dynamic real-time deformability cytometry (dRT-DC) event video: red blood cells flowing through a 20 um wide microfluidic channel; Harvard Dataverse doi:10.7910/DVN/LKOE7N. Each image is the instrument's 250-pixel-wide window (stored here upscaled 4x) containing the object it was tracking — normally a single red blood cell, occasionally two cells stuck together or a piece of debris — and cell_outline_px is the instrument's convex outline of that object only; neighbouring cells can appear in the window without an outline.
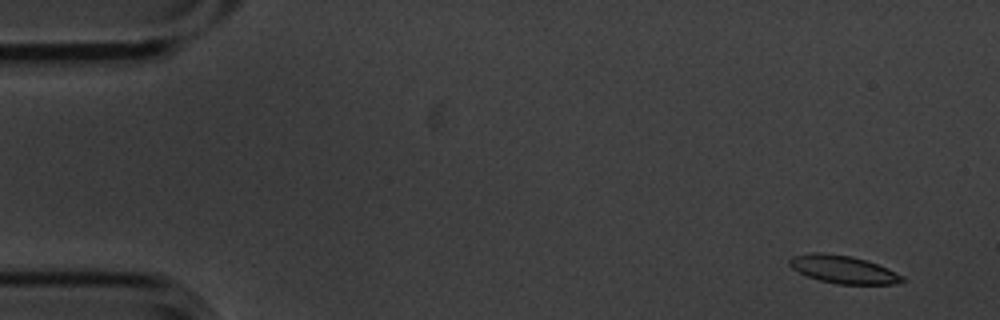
{"species": "common noctule bat (a hibernating species)", "species_latin": "Nyctalus noctula", "temperature_condition": "cold", "stored_images_in_passage": 8, "camera_frame_rate_fps": 3000, "um_per_image_px": 0.085, "animal": {"sex": "male", "body_mass_g": 20.1, "forearm_length_mm": 53.5}, "frame": {"image": 1, "passage_image": 1, "time_ms": 0.0, "image_size_px": [1000, 320], "cell_outline_px": [[904, 280], [896, 284], [836, 284], [820, 280], [808, 276], [792, 268], [788, 264], [788, 260], [792, 256], [812, 252], [820, 252], [852, 256], [888, 268], [904, 276]], "centroid_in_image_um": [71.66, 22.9], "position_along_channel_um": 13.3, "area_um2": 18.21}}
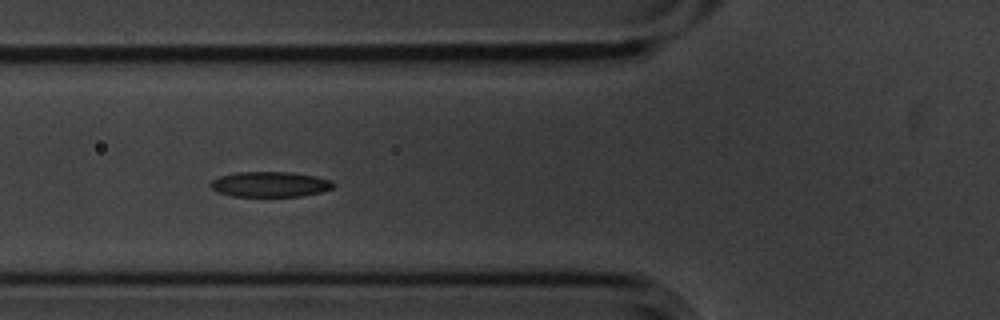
{"frame": {"image": 2, "passage_image": 6, "time_ms": 1.667, "image_size_px": [1000, 320], "cell_outline_px": [[336, 184], [332, 188], [320, 192], [300, 196], [232, 196], [216, 192], [208, 184], [212, 180], [220, 176], [236, 172], [288, 172], [316, 176], [332, 180]], "centroid_in_image_um": [22.94, 15.66], "position_along_channel_um": 102.9, "area_um2": 18.15}}
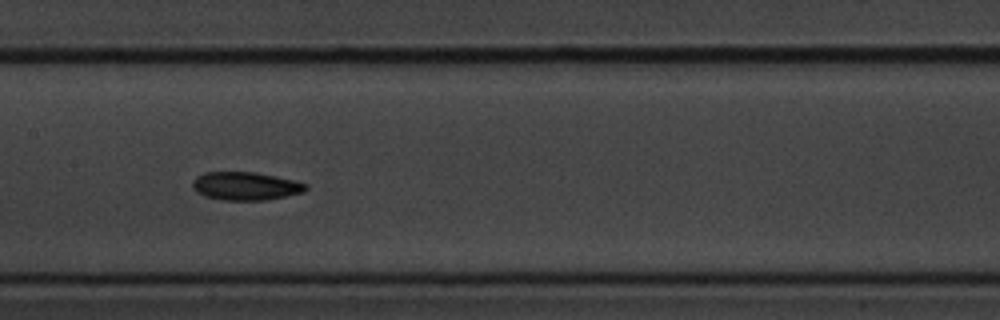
{"frame": {"image": 3, "passage_image": 8, "time_ms": 2.333, "image_size_px": [1000, 320], "cell_outline_px": [[308, 188], [304, 192], [264, 200], [220, 200], [204, 196], [196, 192], [192, 188], [192, 180], [196, 176], [204, 172], [256, 172], [296, 180], [308, 184]], "centroid_in_image_um": [20.85, 15.81], "position_along_channel_um": 186.5, "area_um2": 18.84}}